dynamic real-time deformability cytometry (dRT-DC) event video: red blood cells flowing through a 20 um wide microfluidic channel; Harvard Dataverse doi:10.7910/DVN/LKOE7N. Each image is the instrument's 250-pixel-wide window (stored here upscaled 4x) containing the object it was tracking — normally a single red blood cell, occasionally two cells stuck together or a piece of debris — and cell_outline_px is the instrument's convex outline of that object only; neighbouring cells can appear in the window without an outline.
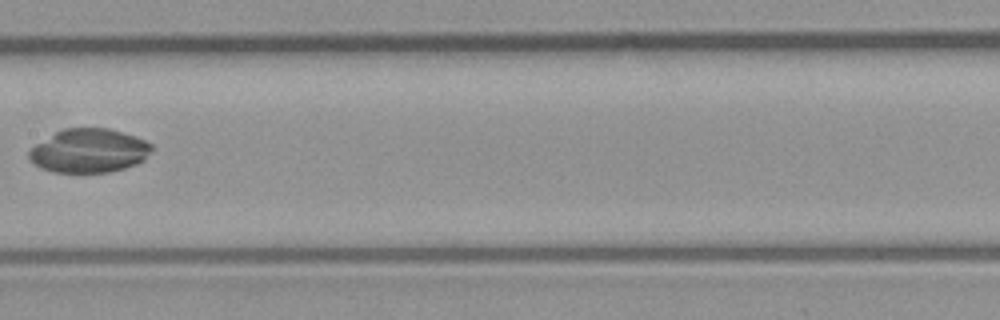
{"species": "common noctule bat (a hibernating species)", "species_latin": "Nyctalus noctula", "temperature_condition": "room temperature", "stored_images_in_passage": 5, "camera_frame_rate_fps": 3000, "um_per_image_px": 0.085, "animal": {"sex": "male", "body_mass_g": 23.1, "forearm_length_mm": 52.7}, "frame": {"image": 1, "passage_image": 5, "time_ms": 4.667, "image_size_px": [1000, 320], "cell_outline_px": [[152, 148], [144, 160], [136, 164], [112, 172], [52, 172], [40, 168], [28, 156], [28, 152], [36, 144], [56, 132], [64, 128], [108, 128], [144, 140], [152, 144]], "centroid_in_image_um": [7.56, 12.82], "position_along_channel_um": 199.8, "area_um2": 30.98}}